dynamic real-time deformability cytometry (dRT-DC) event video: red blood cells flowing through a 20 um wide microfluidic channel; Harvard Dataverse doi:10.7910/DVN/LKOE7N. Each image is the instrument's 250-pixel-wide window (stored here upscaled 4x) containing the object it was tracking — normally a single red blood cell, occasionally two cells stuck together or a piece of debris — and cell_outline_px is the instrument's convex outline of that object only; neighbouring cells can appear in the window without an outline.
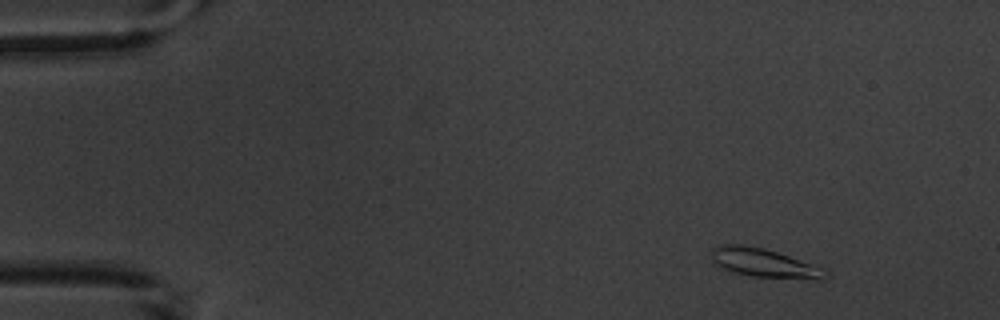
{"species": "common noctule bat (a hibernating species)", "species_latin": "Nyctalus noctula", "temperature_condition": "warm", "stored_images_in_passage": 4, "camera_frame_rate_fps": 3000, "um_per_image_px": 0.085, "animal": {"sex": "male", "body_mass_g": 20.1, "forearm_length_mm": 53.5}, "frame": {"image": 1, "passage_image": 2, "time_ms": 1.333, "image_size_px": [1000, 320], "cell_outline_px": [[828, 272], [820, 280], [816, 280], [752, 276], [736, 272], [724, 268], [716, 264], [712, 260], [712, 248], [724, 244], [744, 244], [764, 248], [788, 256]], "centroid_in_image_um": [64.87, 22.34], "position_along_channel_um": 20.1, "area_um2": 18.5}}